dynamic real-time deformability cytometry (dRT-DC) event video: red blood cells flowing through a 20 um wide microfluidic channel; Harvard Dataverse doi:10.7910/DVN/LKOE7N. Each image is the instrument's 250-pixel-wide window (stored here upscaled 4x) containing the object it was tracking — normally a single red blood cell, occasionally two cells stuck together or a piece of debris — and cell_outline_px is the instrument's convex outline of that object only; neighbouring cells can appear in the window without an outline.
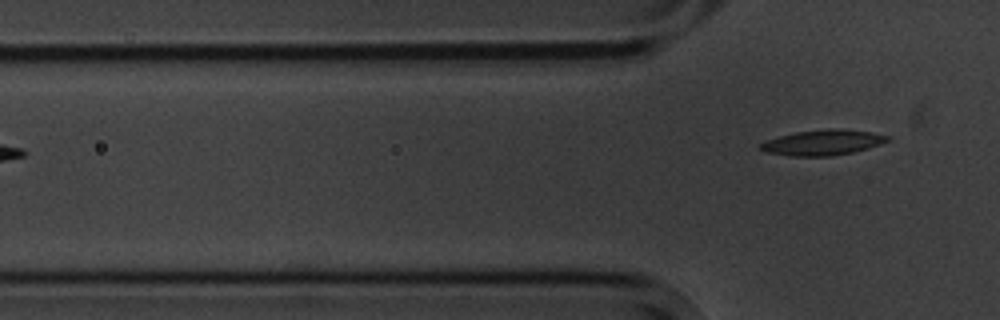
{"species": "common noctule bat (a hibernating species)", "species_latin": "Nyctalus noctula", "temperature_condition": "cold", "stored_images_in_passage": 4, "segment_of_instrument_passage": [2, 2], "camera_frame_rate_fps": 3000, "um_per_image_px": 0.085, "animal": {"sex": "male", "body_mass_g": 20.1, "forearm_length_mm": 53.5}, "frame": {"image": 1, "passage_image": 4, "time_ms": 3.333, "image_size_px": [1000, 320], "cell_outline_px": [[892, 140], [868, 148], [852, 152], [832, 156], [788, 156], [768, 152], [760, 148], [760, 144], [768, 140], [780, 136], [796, 132], [828, 128], [832, 128], [872, 132], [892, 136]], "centroid_in_image_um": [70.01, 12.11], "position_along_channel_um": 55.8, "area_um2": 18.73}}